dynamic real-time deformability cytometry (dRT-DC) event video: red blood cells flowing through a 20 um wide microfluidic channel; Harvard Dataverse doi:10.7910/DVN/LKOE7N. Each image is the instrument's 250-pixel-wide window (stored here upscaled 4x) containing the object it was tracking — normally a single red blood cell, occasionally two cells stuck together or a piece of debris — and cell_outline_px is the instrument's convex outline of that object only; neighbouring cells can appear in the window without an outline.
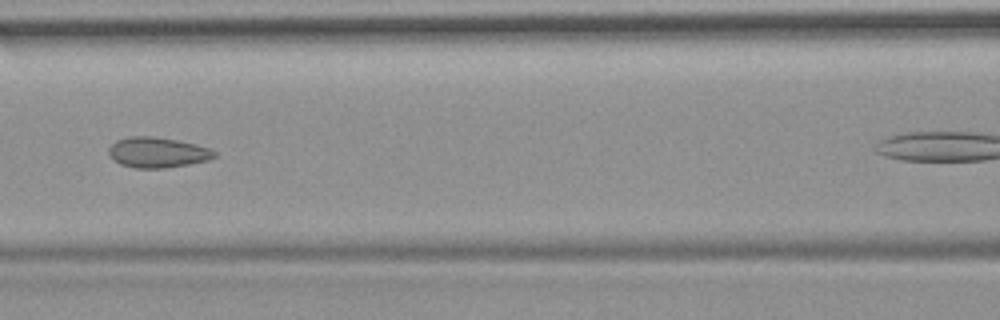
{"species": "common noctule bat (a hibernating species)", "species_latin": "Nyctalus noctula", "temperature_condition": "room temperature", "stored_images_in_passage": 30, "camera_frame_rate_fps": 3000, "um_per_image_px": 0.085, "animal": {"sex": "female", "body_mass_g": 19.9}, "frame": {"image": 1, "passage_image": 9, "time_ms": 2.667, "image_size_px": [1000, 320], "cell_outline_px": [[216, 156], [208, 160], [188, 164], [164, 168], [136, 168], [120, 164], [112, 160], [108, 152], [108, 148], [116, 140], [128, 136], [152, 136], [176, 140], [196, 144], [208, 148], [216, 152]], "centroid_in_image_um": [13.35, 12.95], "position_along_channel_um": 153.3, "area_um2": 18.73}}